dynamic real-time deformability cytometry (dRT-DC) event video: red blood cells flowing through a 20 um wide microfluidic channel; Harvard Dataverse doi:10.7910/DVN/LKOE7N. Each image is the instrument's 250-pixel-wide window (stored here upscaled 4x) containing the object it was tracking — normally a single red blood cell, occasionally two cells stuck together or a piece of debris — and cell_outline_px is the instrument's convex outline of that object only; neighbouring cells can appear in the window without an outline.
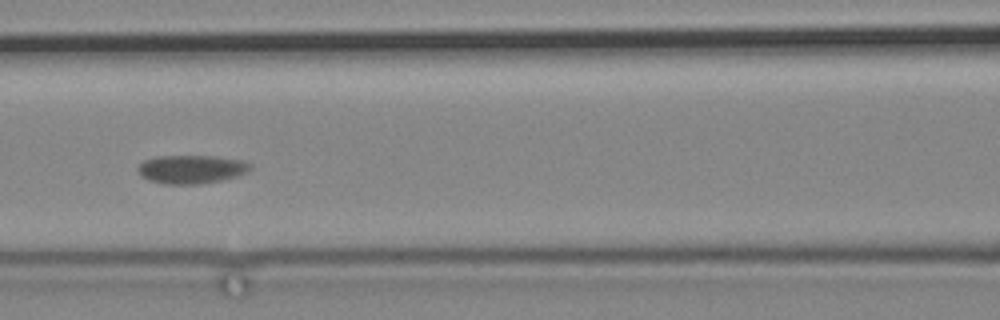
{"species": "common noctule bat (a hibernating species)", "species_latin": "Nyctalus noctula", "temperature_condition": "cold", "stored_images_in_passage": 4, "camera_frame_rate_fps": 3000, "um_per_image_px": 0.085, "animal": {"sex": "male", "body_mass_g": 19.2, "forearm_length_mm": 51.8}, "frame": {"image": 1, "passage_image": 3, "time_ms": 2.333, "image_size_px": [1000, 320], "cell_outline_px": [[252, 168], [248, 172], [236, 176], [220, 180], [200, 184], [164, 184], [148, 180], [140, 176], [136, 168], [144, 160], [156, 156], [216, 156], [244, 160], [252, 164]], "centroid_in_image_um": [16.26, 14.38], "position_along_channel_um": 150.3, "area_um2": 18.9}}
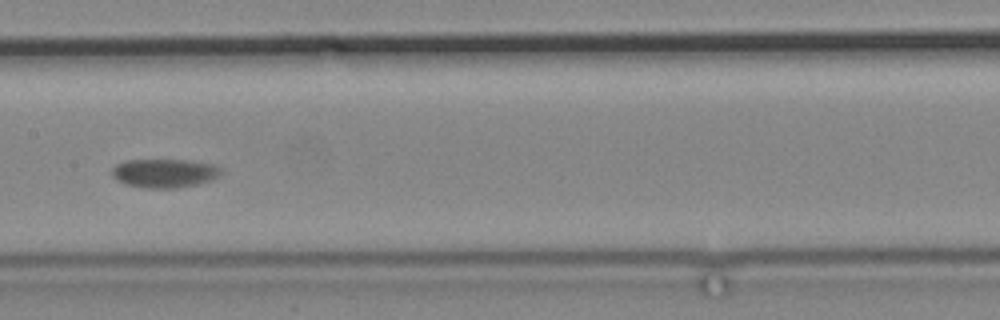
{"frame": {"image": 2, "passage_image": 4, "time_ms": 3.667, "image_size_px": [1000, 320], "cell_outline_px": [[224, 172], [220, 176], [212, 180], [196, 184], [172, 188], [148, 188], [124, 184], [116, 180], [112, 176], [112, 168], [116, 164], [124, 160], [188, 160], [216, 164]], "centroid_in_image_um": [13.99, 14.71], "position_along_channel_um": 193.4, "area_um2": 18.5}}